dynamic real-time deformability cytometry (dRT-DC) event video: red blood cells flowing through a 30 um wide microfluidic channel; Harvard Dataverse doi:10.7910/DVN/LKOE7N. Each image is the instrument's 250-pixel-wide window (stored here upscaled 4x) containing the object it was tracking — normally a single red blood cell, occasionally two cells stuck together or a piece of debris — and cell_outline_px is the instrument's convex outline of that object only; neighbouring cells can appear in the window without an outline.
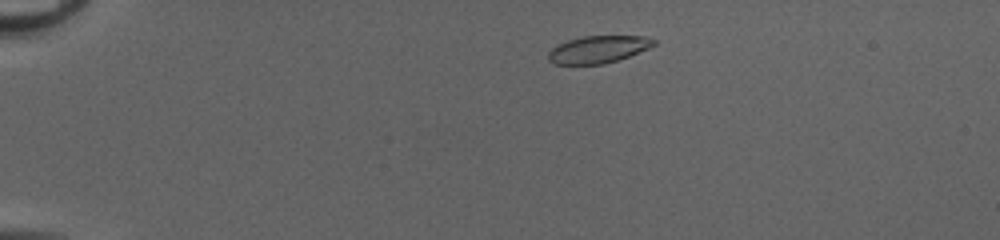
{"species": "common noctule bat (a hibernating species)", "species_latin": "Nyctalus noctula", "temperature_condition": "cold", "stored_images_in_passage": 44, "camera_frame_rate_fps": 3000, "um_per_image_px": 0.085, "animal": {"sex": "female", "body_mass_g": 20.0, "forearm_length_mm": 54.0}, "frame": {"image": 1, "passage_image": 4, "time_ms": 1.0, "image_size_px": [1000, 240], "cell_outline_px": [[656, 44], [648, 48], [628, 56], [604, 64], [556, 64], [548, 60], [548, 52], [556, 44], [568, 40], [584, 36], [644, 36], [656, 40]], "centroid_in_image_um": [50.82, 4.19], "position_along_channel_um": 34.2, "area_um2": 16.65}}
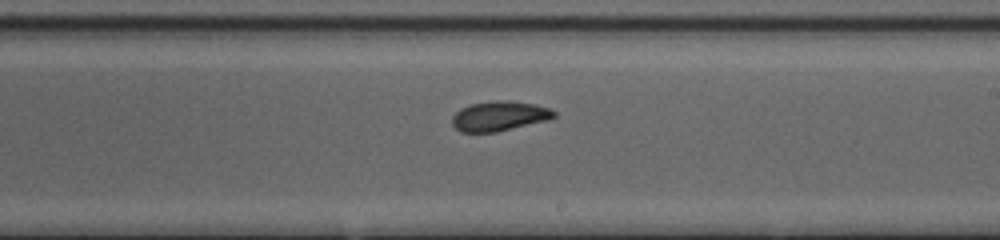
{"frame": {"image": 2, "passage_image": 25, "time_ms": 8.0, "image_size_px": [1000, 240], "cell_outline_px": [[556, 116], [548, 120], [496, 132], [460, 132], [452, 124], [452, 116], [460, 108], [472, 104], [496, 100], [512, 100], [536, 104], [548, 108], [556, 112]], "centroid_in_image_um": [42.45, 9.86], "position_along_channel_um": 246.6, "area_um2": 17.74}}
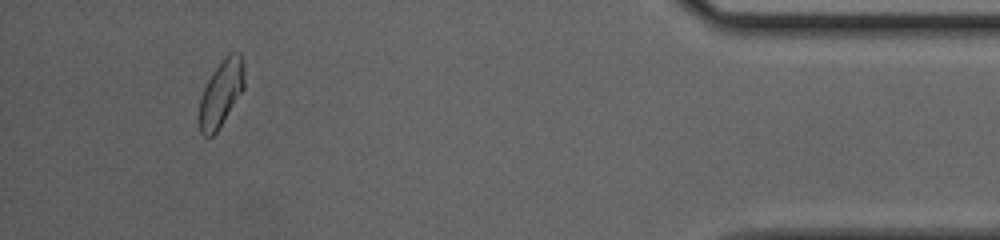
{"frame": {"image": 3, "passage_image": 41, "time_ms": 13.333, "image_size_px": [1000, 240], "cell_outline_px": [[244, 88], [216, 132], [212, 136], [204, 136], [200, 132], [200, 100], [204, 88], [212, 72], [224, 56], [228, 52], [240, 52], [244, 60]], "centroid_in_image_um": [18.82, 7.85], "position_along_channel_um": 416.4, "area_um2": 17.28}, "authors_computed_cell_mechanics": {"area_um2": 17.918, "velocity_mm_per_s": 4.1372, "shape_relaxation_time_tau1_ms": 4.5651, "shape_relaxation_time_tau2_ms": 2.2694, "deformation_change_tau1": 0.1144, "deformation_change_tau2": 0.0639}}